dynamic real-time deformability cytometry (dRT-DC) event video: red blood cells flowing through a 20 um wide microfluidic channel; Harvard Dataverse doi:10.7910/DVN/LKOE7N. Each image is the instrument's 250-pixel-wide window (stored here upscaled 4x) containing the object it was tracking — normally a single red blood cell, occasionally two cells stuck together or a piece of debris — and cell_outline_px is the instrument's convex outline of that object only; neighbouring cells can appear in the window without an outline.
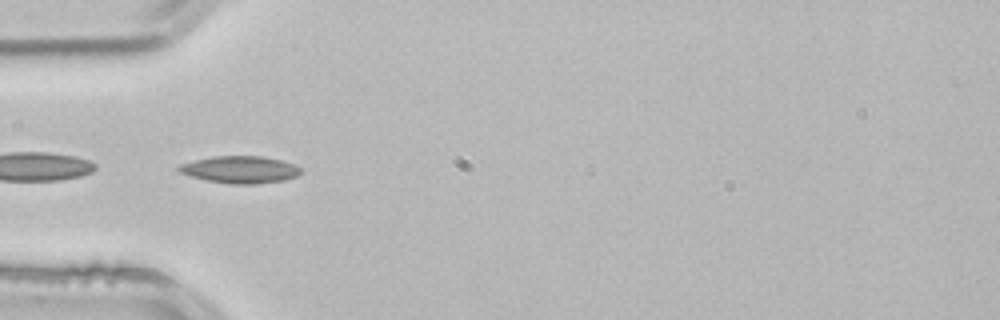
{"species": "common noctule bat (a hibernating species)", "species_latin": "Nyctalus noctula", "temperature_condition": "room temperature", "stored_images_in_passage": 4, "camera_frame_rate_fps": 3000, "um_per_image_px": 0.085, "animal": {"sex": "male", "body_mass_g": 21.5, "forearm_length_mm": 52.0}, "frame": {"image": 1, "passage_image": 4, "time_ms": 1.0, "image_size_px": [1000, 320], "cell_outline_px": [[300, 172], [296, 176], [284, 180], [256, 184], [228, 184], [208, 180], [192, 176], [180, 172], [176, 168], [180, 164], [212, 156], [264, 156], [280, 160], [292, 164], [300, 168]], "centroid_in_image_um": [20.4, 14.41], "position_along_channel_um": 64.6, "area_um2": 19.07}}